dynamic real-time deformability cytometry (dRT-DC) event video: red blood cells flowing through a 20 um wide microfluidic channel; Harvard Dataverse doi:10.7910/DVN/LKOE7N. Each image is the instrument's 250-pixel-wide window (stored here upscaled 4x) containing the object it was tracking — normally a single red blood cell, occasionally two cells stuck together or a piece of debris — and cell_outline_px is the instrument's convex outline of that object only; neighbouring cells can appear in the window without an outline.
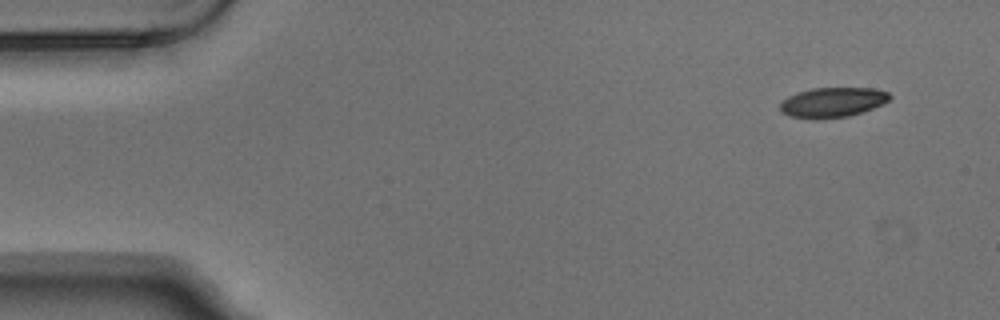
{"species": "Egyptian fruit bat (a non-hibernating species)", "species_latin": "Rousettus aegyptiacus", "temperature_condition": "warm", "stored_images_in_passage": 3, "camera_frame_rate_fps": 3000, "um_per_image_px": 0.085, "animal": {"sex": "male"}, "frame": {"image": 1, "passage_image": 1, "time_ms": 0.0, "image_size_px": [1000, 320], "cell_outline_px": [[892, 96], [884, 104], [848, 116], [816, 120], [788, 116], [780, 112], [780, 104], [788, 96], [812, 88], [872, 88], [888, 92]], "centroid_in_image_um": [70.75, 8.71], "position_along_channel_um": 14.3, "area_um2": 19.13}}
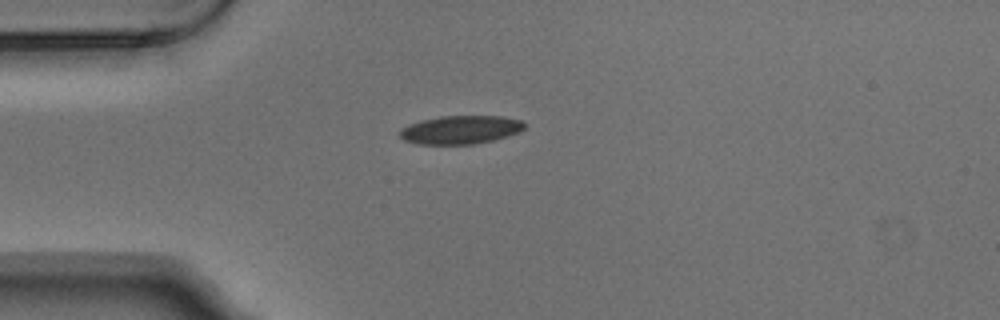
{"frame": {"image": 2, "passage_image": 3, "time_ms": 0.667, "image_size_px": [1000, 320], "cell_outline_px": [[524, 128], [520, 132], [508, 136], [492, 140], [472, 144], [416, 144], [404, 140], [400, 136], [400, 128], [408, 124], [420, 120], [440, 116], [500, 116], [520, 120], [524, 124]], "centroid_in_image_um": [39.11, 11.03], "position_along_channel_um": 45.9, "area_um2": 20.63}}